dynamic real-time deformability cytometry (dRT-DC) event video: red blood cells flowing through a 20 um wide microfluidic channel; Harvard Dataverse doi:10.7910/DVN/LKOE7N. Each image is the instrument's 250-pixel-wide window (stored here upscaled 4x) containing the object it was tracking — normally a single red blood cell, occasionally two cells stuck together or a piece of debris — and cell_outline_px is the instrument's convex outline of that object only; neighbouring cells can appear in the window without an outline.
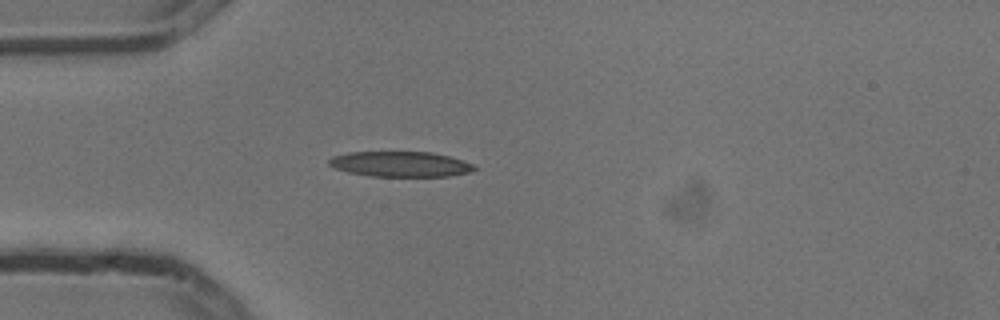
{"species": "common noctule bat (a hibernating species)", "species_latin": "Nyctalus noctula", "temperature_condition": "cold", "stored_images_in_passage": 4, "camera_frame_rate_fps": 3000, "um_per_image_px": 0.085, "animal": {"sex": "male", "body_mass_g": 13.3}, "frame": {"image": 1, "passage_image": 4, "time_ms": 1.0, "image_size_px": [1000, 320], "cell_outline_px": [[476, 168], [468, 172], [448, 176], [368, 176], [348, 172], [336, 168], [328, 164], [328, 160], [332, 156], [348, 152], [432, 152], [448, 156], [472, 164]], "centroid_in_image_um": [33.97, 13.94], "position_along_channel_um": 51.0, "area_um2": 21.21}}